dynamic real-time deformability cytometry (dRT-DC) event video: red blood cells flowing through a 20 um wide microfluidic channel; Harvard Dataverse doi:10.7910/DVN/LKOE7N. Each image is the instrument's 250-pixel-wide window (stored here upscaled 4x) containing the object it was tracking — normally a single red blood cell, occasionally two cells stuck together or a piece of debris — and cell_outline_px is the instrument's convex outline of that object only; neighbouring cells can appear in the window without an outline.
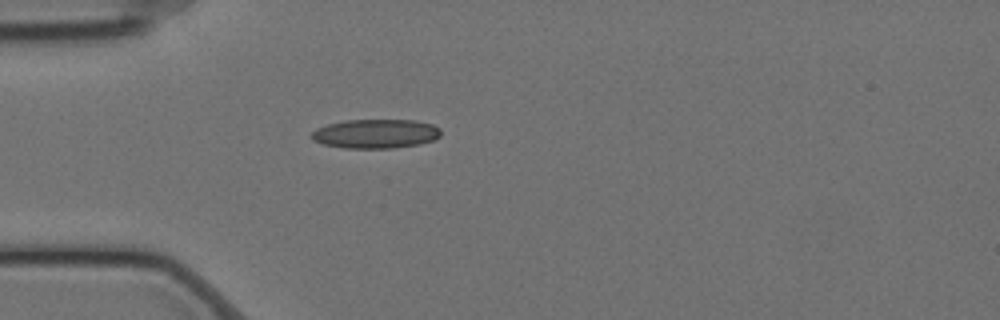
{"species": "Egyptian fruit bat (a non-hibernating species)", "species_latin": "Rousettus aegyptiacus", "temperature_condition": "cold", "stored_images_in_passage": 42, "camera_frame_rate_fps": 3000, "um_per_image_px": 0.085, "animal": {"sex": "female"}, "frame": {"image": 1, "passage_image": 1, "time_ms": 0.0, "image_size_px": [1000, 320], "cell_outline_px": [[440, 136], [432, 140], [420, 144], [392, 148], [344, 148], [324, 144], [312, 140], [312, 132], [316, 128], [328, 124], [344, 120], [416, 120], [432, 124], [440, 128]], "centroid_in_image_um": [31.93, 11.36], "position_along_channel_um": 53.1, "area_um2": 21.96}}
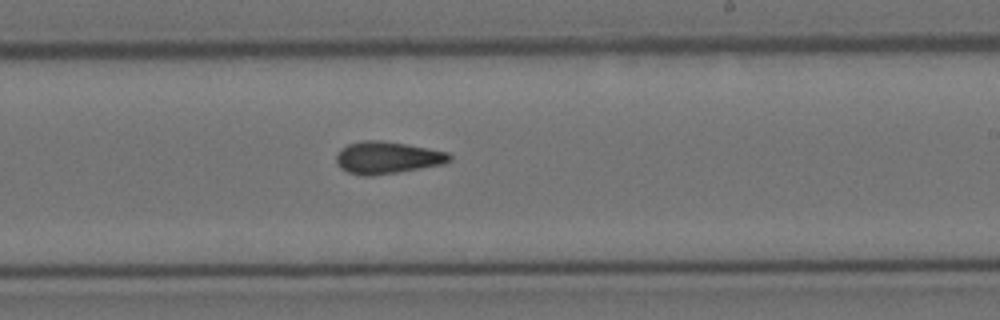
{"frame": {"image": 2, "passage_image": 19, "time_ms": 6.0, "image_size_px": [1000, 320], "cell_outline_px": [[452, 160], [444, 164], [372, 176], [364, 176], [348, 172], [340, 168], [336, 160], [336, 156], [340, 148], [348, 144], [364, 140], [384, 140], [408, 144], [448, 152], [452, 156]], "centroid_in_image_um": [32.92, 13.39], "position_along_channel_um": 256.1, "area_um2": 21.33}}
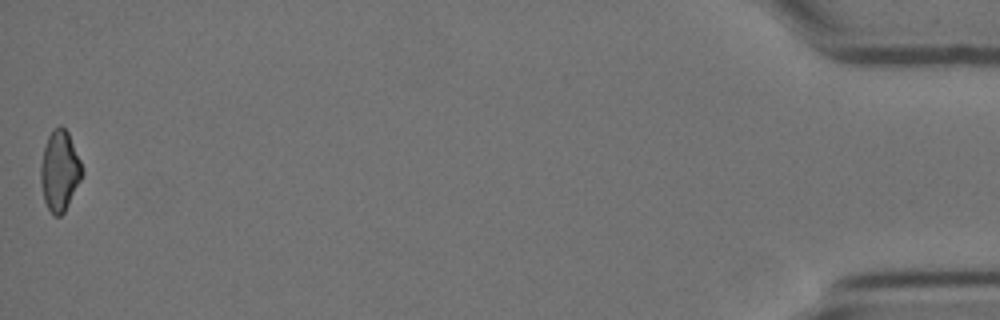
{"frame": {"image": 3, "passage_image": 42, "time_ms": 13.667, "image_size_px": [1000, 320], "cell_outline_px": [[84, 172], [64, 212], [60, 216], [52, 216], [44, 200], [40, 180], [40, 168], [44, 148], [48, 136], [52, 128], [60, 124], [68, 132], [80, 160]], "centroid_in_image_um": [5.06, 14.5], "position_along_channel_um": 430.1, "area_um2": 19.31}, "authors_computed_cell_mechanics": {"area_um2": 20.4901, "velocity_mm_per_s": 3.5116, "shape_relaxation_time_tau1_ms": null, "shape_relaxation_time_tau2_ms": 4.4391, "deformation_change_tau1": null, "deformation_change_tau2": 0.1224}}